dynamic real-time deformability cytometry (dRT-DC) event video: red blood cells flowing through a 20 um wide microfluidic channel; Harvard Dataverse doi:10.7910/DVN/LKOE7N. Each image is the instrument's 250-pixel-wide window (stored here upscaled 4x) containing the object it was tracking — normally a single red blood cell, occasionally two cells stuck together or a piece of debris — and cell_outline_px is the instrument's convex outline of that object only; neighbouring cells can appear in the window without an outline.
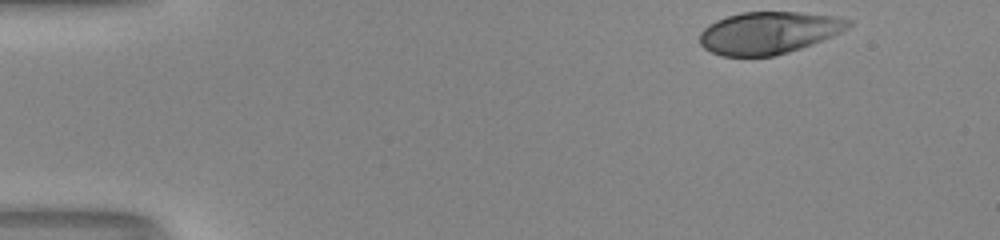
{"species": "human", "species_latin": "Homo sapiens", "temperature_condition": "room temperature", "stored_images_in_passage": 37, "camera_frame_rate_fps": 3000, "um_per_image_px": 0.085, "donor": {"sex": "male"}, "frame": {"image": 1, "passage_image": 1, "time_ms": 0.0, "image_size_px": [1000, 240], "cell_outline_px": [[852, 24], [840, 32], [832, 36], [800, 48], [788, 52], [772, 56], [724, 56], [712, 52], [704, 48], [700, 44], [700, 32], [708, 24], [716, 20], [740, 12], [796, 12], [836, 16], [852, 20]], "centroid_in_image_um": [65.32, 2.78], "position_along_channel_um": 19.7, "area_um2": 36.36}}
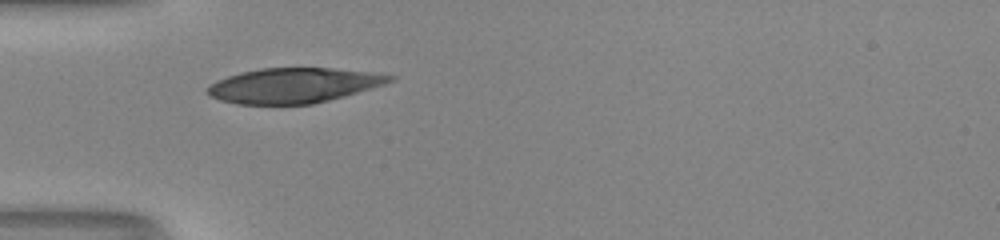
{"frame": {"image": 2, "passage_image": 12, "time_ms": 3.667, "image_size_px": [1000, 240], "cell_outline_px": [[396, 80], [384, 84], [344, 96], [312, 104], [236, 104], [220, 100], [208, 96], [204, 92], [204, 88], [208, 84], [216, 80], [240, 72], [260, 68], [332, 68], [372, 72], [396, 76]], "centroid_in_image_um": [24.89, 7.26], "position_along_channel_um": 60.1, "area_um2": 37.4}}
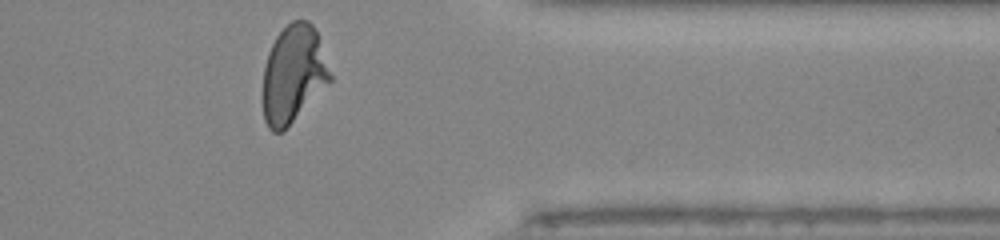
{"frame": {"image": 3, "passage_image": 37, "time_ms": 12.0, "image_size_px": [1000, 240], "cell_outline_px": [[332, 80], [280, 132], [272, 132], [268, 128], [264, 120], [264, 68], [268, 52], [276, 36], [292, 20], [308, 20], [312, 24], [316, 32], [332, 76]], "centroid_in_image_um": [24.92, 6.27], "position_along_channel_um": 386.5, "area_um2": 37.28}, "authors_computed_cell_mechanics": {"area_um2": 37.859, "velocity_mm_per_s": 4.1301, "shape_relaxation_time_tau1_ms": 4.2811, "shape_relaxation_time_tau2_ms": null, "deformation_change_tau1": 0.2161, "deformation_change_tau2": null}}